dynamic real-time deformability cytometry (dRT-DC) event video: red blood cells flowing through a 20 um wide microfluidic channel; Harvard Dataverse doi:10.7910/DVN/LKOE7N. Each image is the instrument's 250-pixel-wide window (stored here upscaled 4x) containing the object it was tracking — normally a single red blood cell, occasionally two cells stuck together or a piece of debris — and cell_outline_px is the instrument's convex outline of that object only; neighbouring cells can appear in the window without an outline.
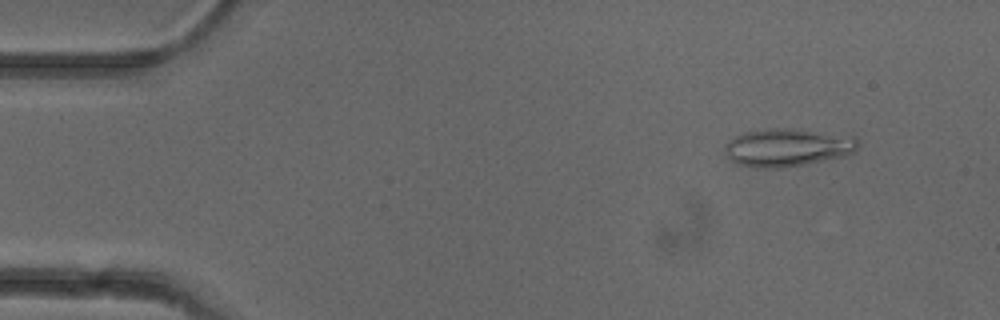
{"species": "common noctule bat (a hibernating species)", "species_latin": "Nyctalus noctula", "temperature_condition": "cold", "stored_images_in_passage": 51, "camera_frame_rate_fps": 3000, "um_per_image_px": 0.085, "animal": {"sex": "female"}, "frame": {"image": 1, "passage_image": 5, "time_ms": 1.333, "image_size_px": [1000, 320], "cell_outline_px": [[860, 144], [852, 152], [844, 156], [804, 164], [780, 168], [756, 168], [736, 164], [728, 160], [724, 152], [724, 144], [728, 140], [744, 132], [768, 128], [800, 128], [856, 136], [860, 140]], "centroid_in_image_um": [66.91, 12.52], "position_along_channel_um": 18.1, "area_um2": 30.11}}
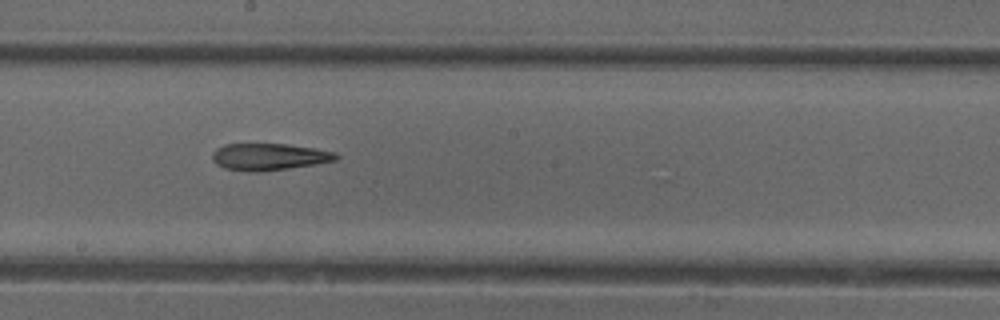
{"frame": {"image": 2, "passage_image": 28, "time_ms": 9.0, "image_size_px": [1000, 320], "cell_outline_px": [[340, 156], [336, 160], [316, 164], [260, 172], [256, 172], [224, 168], [216, 164], [212, 160], [212, 152], [216, 148], [224, 144], [288, 144], [316, 148], [336, 152]], "centroid_in_image_um": [22.88, 13.32], "position_along_channel_um": 225.3, "area_um2": 19.48}}
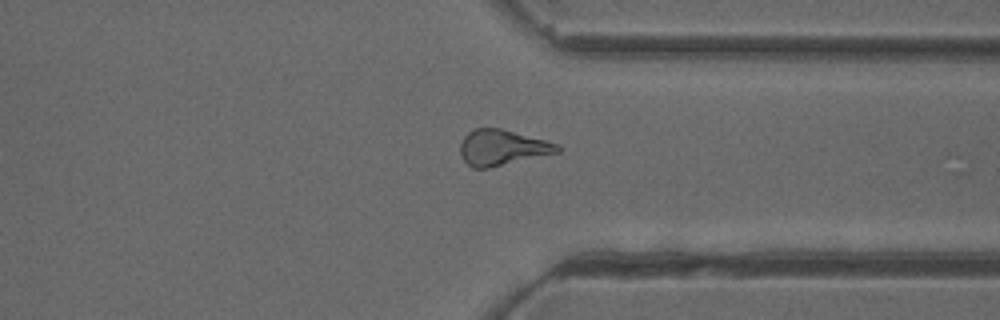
{"frame": {"image": 3, "passage_image": 39, "time_ms": 12.667, "image_size_px": [1000, 320], "cell_outline_px": [[564, 148], [560, 152], [488, 168], [472, 168], [464, 160], [460, 152], [460, 144], [464, 136], [468, 132], [476, 128], [500, 128], [544, 140], [556, 144]], "centroid_in_image_um": [42.68, 12.55], "position_along_channel_um": 368.7, "area_um2": 20.0}, "authors_computed_cell_mechanics": {"area_um2": 20.6346, "velocity_mm_per_s": 3.9568, "shape_relaxation_time_tau1_ms": null, "shape_relaxation_time_tau2_ms": 5.1722, "deformation_change_tau1": null, "deformation_change_tau2": 0.1631}}